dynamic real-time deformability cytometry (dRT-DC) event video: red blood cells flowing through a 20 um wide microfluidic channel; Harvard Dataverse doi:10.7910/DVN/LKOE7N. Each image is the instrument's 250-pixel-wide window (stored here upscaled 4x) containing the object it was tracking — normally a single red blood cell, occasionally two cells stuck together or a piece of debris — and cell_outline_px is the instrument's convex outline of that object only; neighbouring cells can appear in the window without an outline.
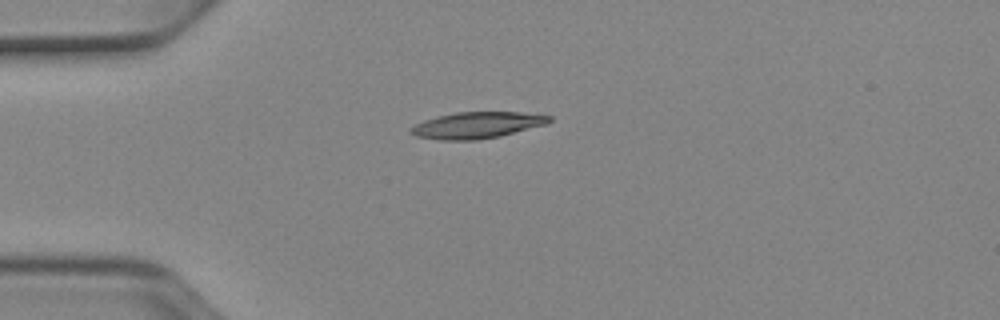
{"species": "Egyptian fruit bat (a non-hibernating species)", "species_latin": "Rousettus aegyptiacus", "temperature_condition": "cold", "stored_images_in_passage": 39, "camera_frame_rate_fps": 3000, "um_per_image_px": 0.085, "animal": {"sex": "female"}, "frame": {"image": 1, "passage_image": 1, "time_ms": 0.0, "image_size_px": [1000, 320], "cell_outline_px": [[552, 120], [548, 124], [500, 136], [476, 140], [440, 140], [416, 136], [408, 132], [408, 128], [424, 120], [436, 116], [456, 112], [520, 112], [552, 116]], "centroid_in_image_um": [40.53, 10.64], "position_along_channel_um": 44.5, "area_um2": 21.44}}
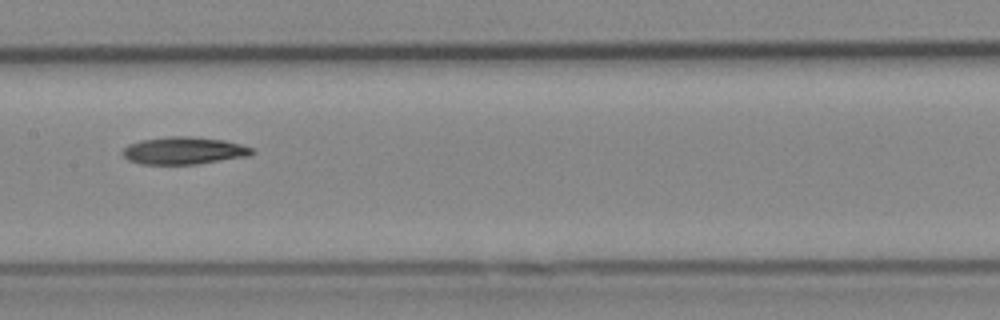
{"frame": {"image": 2, "passage_image": 14, "time_ms": 4.333, "image_size_px": [1000, 320], "cell_outline_px": [[256, 152], [248, 156], [196, 164], [140, 164], [128, 160], [120, 152], [128, 144], [140, 140], [168, 136], [192, 136], [224, 140], [240, 144], [252, 148]], "centroid_in_image_um": [15.6, 12.8], "position_along_channel_um": 191.8, "area_um2": 20.75}}
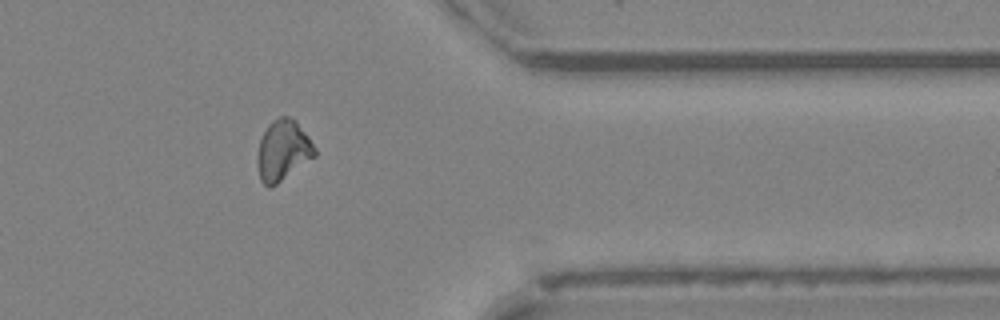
{"frame": {"image": 3, "passage_image": 30, "time_ms": 9.667, "image_size_px": [1000, 320], "cell_outline_px": [[316, 156], [276, 184], [268, 188], [260, 180], [256, 164], [256, 156], [260, 140], [268, 124], [272, 120], [280, 116], [288, 116], [296, 120], [308, 136], [316, 148]], "centroid_in_image_um": [24.03, 12.78], "position_along_channel_um": 387.4, "area_um2": 20.4}}